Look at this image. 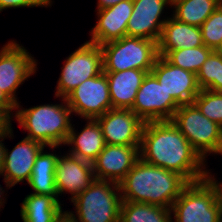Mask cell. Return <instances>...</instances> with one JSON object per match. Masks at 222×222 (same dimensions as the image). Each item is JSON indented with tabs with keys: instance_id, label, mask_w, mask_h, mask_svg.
<instances>
[{
	"instance_id": "cell-24",
	"label": "cell",
	"mask_w": 222,
	"mask_h": 222,
	"mask_svg": "<svg viewBox=\"0 0 222 222\" xmlns=\"http://www.w3.org/2000/svg\"><path fill=\"white\" fill-rule=\"evenodd\" d=\"M221 3L222 0H171L170 12L177 21L200 27Z\"/></svg>"
},
{
	"instance_id": "cell-9",
	"label": "cell",
	"mask_w": 222,
	"mask_h": 222,
	"mask_svg": "<svg viewBox=\"0 0 222 222\" xmlns=\"http://www.w3.org/2000/svg\"><path fill=\"white\" fill-rule=\"evenodd\" d=\"M38 62L26 47L15 40L8 41L0 50V91L16 105L21 103L16 91L37 72ZM35 73V74H34ZM24 82V83H23Z\"/></svg>"
},
{
	"instance_id": "cell-28",
	"label": "cell",
	"mask_w": 222,
	"mask_h": 222,
	"mask_svg": "<svg viewBox=\"0 0 222 222\" xmlns=\"http://www.w3.org/2000/svg\"><path fill=\"white\" fill-rule=\"evenodd\" d=\"M193 103L204 116L222 127V92L202 89Z\"/></svg>"
},
{
	"instance_id": "cell-34",
	"label": "cell",
	"mask_w": 222,
	"mask_h": 222,
	"mask_svg": "<svg viewBox=\"0 0 222 222\" xmlns=\"http://www.w3.org/2000/svg\"><path fill=\"white\" fill-rule=\"evenodd\" d=\"M124 1V0H97V10H102L111 6L116 5L117 3Z\"/></svg>"
},
{
	"instance_id": "cell-29",
	"label": "cell",
	"mask_w": 222,
	"mask_h": 222,
	"mask_svg": "<svg viewBox=\"0 0 222 222\" xmlns=\"http://www.w3.org/2000/svg\"><path fill=\"white\" fill-rule=\"evenodd\" d=\"M206 47L215 50L222 43V3L200 26Z\"/></svg>"
},
{
	"instance_id": "cell-21",
	"label": "cell",
	"mask_w": 222,
	"mask_h": 222,
	"mask_svg": "<svg viewBox=\"0 0 222 222\" xmlns=\"http://www.w3.org/2000/svg\"><path fill=\"white\" fill-rule=\"evenodd\" d=\"M201 45H204V43L200 27L182 23L169 15L158 42V54L164 56L168 51Z\"/></svg>"
},
{
	"instance_id": "cell-19",
	"label": "cell",
	"mask_w": 222,
	"mask_h": 222,
	"mask_svg": "<svg viewBox=\"0 0 222 222\" xmlns=\"http://www.w3.org/2000/svg\"><path fill=\"white\" fill-rule=\"evenodd\" d=\"M86 124L77 132L75 124L68 134L64 146H68L67 153L92 163L106 145L102 129L96 119H85Z\"/></svg>"
},
{
	"instance_id": "cell-23",
	"label": "cell",
	"mask_w": 222,
	"mask_h": 222,
	"mask_svg": "<svg viewBox=\"0 0 222 222\" xmlns=\"http://www.w3.org/2000/svg\"><path fill=\"white\" fill-rule=\"evenodd\" d=\"M62 205L53 196L30 193L21 203L20 216L23 222H54Z\"/></svg>"
},
{
	"instance_id": "cell-33",
	"label": "cell",
	"mask_w": 222,
	"mask_h": 222,
	"mask_svg": "<svg viewBox=\"0 0 222 222\" xmlns=\"http://www.w3.org/2000/svg\"><path fill=\"white\" fill-rule=\"evenodd\" d=\"M15 108L16 104L2 91H0V109H15Z\"/></svg>"
},
{
	"instance_id": "cell-38",
	"label": "cell",
	"mask_w": 222,
	"mask_h": 222,
	"mask_svg": "<svg viewBox=\"0 0 222 222\" xmlns=\"http://www.w3.org/2000/svg\"><path fill=\"white\" fill-rule=\"evenodd\" d=\"M215 51L220 55V57L222 58V43L221 45L215 49Z\"/></svg>"
},
{
	"instance_id": "cell-7",
	"label": "cell",
	"mask_w": 222,
	"mask_h": 222,
	"mask_svg": "<svg viewBox=\"0 0 222 222\" xmlns=\"http://www.w3.org/2000/svg\"><path fill=\"white\" fill-rule=\"evenodd\" d=\"M171 121L205 162L210 154L222 155V127L204 116L194 103L180 105Z\"/></svg>"
},
{
	"instance_id": "cell-35",
	"label": "cell",
	"mask_w": 222,
	"mask_h": 222,
	"mask_svg": "<svg viewBox=\"0 0 222 222\" xmlns=\"http://www.w3.org/2000/svg\"><path fill=\"white\" fill-rule=\"evenodd\" d=\"M69 210L65 211L63 210L59 216L54 220V222H77L70 213H68Z\"/></svg>"
},
{
	"instance_id": "cell-2",
	"label": "cell",
	"mask_w": 222,
	"mask_h": 222,
	"mask_svg": "<svg viewBox=\"0 0 222 222\" xmlns=\"http://www.w3.org/2000/svg\"><path fill=\"white\" fill-rule=\"evenodd\" d=\"M188 182L178 173L139 158L119 183L122 201L141 202L171 209Z\"/></svg>"
},
{
	"instance_id": "cell-25",
	"label": "cell",
	"mask_w": 222,
	"mask_h": 222,
	"mask_svg": "<svg viewBox=\"0 0 222 222\" xmlns=\"http://www.w3.org/2000/svg\"><path fill=\"white\" fill-rule=\"evenodd\" d=\"M119 222H172V213L162 206L122 201Z\"/></svg>"
},
{
	"instance_id": "cell-8",
	"label": "cell",
	"mask_w": 222,
	"mask_h": 222,
	"mask_svg": "<svg viewBox=\"0 0 222 222\" xmlns=\"http://www.w3.org/2000/svg\"><path fill=\"white\" fill-rule=\"evenodd\" d=\"M103 72L102 50L97 44L84 42L64 59L54 97L65 98L79 84Z\"/></svg>"
},
{
	"instance_id": "cell-37",
	"label": "cell",
	"mask_w": 222,
	"mask_h": 222,
	"mask_svg": "<svg viewBox=\"0 0 222 222\" xmlns=\"http://www.w3.org/2000/svg\"><path fill=\"white\" fill-rule=\"evenodd\" d=\"M218 222H222V198L220 201L219 219Z\"/></svg>"
},
{
	"instance_id": "cell-16",
	"label": "cell",
	"mask_w": 222,
	"mask_h": 222,
	"mask_svg": "<svg viewBox=\"0 0 222 222\" xmlns=\"http://www.w3.org/2000/svg\"><path fill=\"white\" fill-rule=\"evenodd\" d=\"M54 174L58 196L69 193L71 201L96 180L92 163L67 152L58 156Z\"/></svg>"
},
{
	"instance_id": "cell-22",
	"label": "cell",
	"mask_w": 222,
	"mask_h": 222,
	"mask_svg": "<svg viewBox=\"0 0 222 222\" xmlns=\"http://www.w3.org/2000/svg\"><path fill=\"white\" fill-rule=\"evenodd\" d=\"M59 146L48 147V149L53 150L52 152H46L43 148L35 159L34 166L32 168L31 177L28 183L33 194H43L53 196L59 203H61L60 198L57 193L55 186V168L58 159V154L56 153Z\"/></svg>"
},
{
	"instance_id": "cell-4",
	"label": "cell",
	"mask_w": 222,
	"mask_h": 222,
	"mask_svg": "<svg viewBox=\"0 0 222 222\" xmlns=\"http://www.w3.org/2000/svg\"><path fill=\"white\" fill-rule=\"evenodd\" d=\"M221 198L222 182L213 173L188 183L172 204V222H218Z\"/></svg>"
},
{
	"instance_id": "cell-11",
	"label": "cell",
	"mask_w": 222,
	"mask_h": 222,
	"mask_svg": "<svg viewBox=\"0 0 222 222\" xmlns=\"http://www.w3.org/2000/svg\"><path fill=\"white\" fill-rule=\"evenodd\" d=\"M179 107L150 72L144 77L130 110L145 123L171 120Z\"/></svg>"
},
{
	"instance_id": "cell-14",
	"label": "cell",
	"mask_w": 222,
	"mask_h": 222,
	"mask_svg": "<svg viewBox=\"0 0 222 222\" xmlns=\"http://www.w3.org/2000/svg\"><path fill=\"white\" fill-rule=\"evenodd\" d=\"M151 73L179 105L193 103L201 90L195 73L172 65L163 56L157 58Z\"/></svg>"
},
{
	"instance_id": "cell-17",
	"label": "cell",
	"mask_w": 222,
	"mask_h": 222,
	"mask_svg": "<svg viewBox=\"0 0 222 222\" xmlns=\"http://www.w3.org/2000/svg\"><path fill=\"white\" fill-rule=\"evenodd\" d=\"M96 24L89 31L88 42L102 45L127 36V23L133 12V0H124L114 6L96 10Z\"/></svg>"
},
{
	"instance_id": "cell-32",
	"label": "cell",
	"mask_w": 222,
	"mask_h": 222,
	"mask_svg": "<svg viewBox=\"0 0 222 222\" xmlns=\"http://www.w3.org/2000/svg\"><path fill=\"white\" fill-rule=\"evenodd\" d=\"M14 134L13 131L8 135V136H0V174L2 173V168L4 166V161H5V150H6V145L3 143L5 139H13Z\"/></svg>"
},
{
	"instance_id": "cell-26",
	"label": "cell",
	"mask_w": 222,
	"mask_h": 222,
	"mask_svg": "<svg viewBox=\"0 0 222 222\" xmlns=\"http://www.w3.org/2000/svg\"><path fill=\"white\" fill-rule=\"evenodd\" d=\"M213 51V49L201 45L199 47L168 51L163 57L172 65L197 74Z\"/></svg>"
},
{
	"instance_id": "cell-12",
	"label": "cell",
	"mask_w": 222,
	"mask_h": 222,
	"mask_svg": "<svg viewBox=\"0 0 222 222\" xmlns=\"http://www.w3.org/2000/svg\"><path fill=\"white\" fill-rule=\"evenodd\" d=\"M168 7L171 8V0H133V12L127 23V36L150 39L158 43L163 26L169 19V16H162Z\"/></svg>"
},
{
	"instance_id": "cell-10",
	"label": "cell",
	"mask_w": 222,
	"mask_h": 222,
	"mask_svg": "<svg viewBox=\"0 0 222 222\" xmlns=\"http://www.w3.org/2000/svg\"><path fill=\"white\" fill-rule=\"evenodd\" d=\"M73 115L81 119H96L112 108L106 74L85 80L66 97Z\"/></svg>"
},
{
	"instance_id": "cell-27",
	"label": "cell",
	"mask_w": 222,
	"mask_h": 222,
	"mask_svg": "<svg viewBox=\"0 0 222 222\" xmlns=\"http://www.w3.org/2000/svg\"><path fill=\"white\" fill-rule=\"evenodd\" d=\"M199 88L222 92V58L214 50L196 74Z\"/></svg>"
},
{
	"instance_id": "cell-13",
	"label": "cell",
	"mask_w": 222,
	"mask_h": 222,
	"mask_svg": "<svg viewBox=\"0 0 222 222\" xmlns=\"http://www.w3.org/2000/svg\"><path fill=\"white\" fill-rule=\"evenodd\" d=\"M96 120L106 144L140 145L144 122L132 110L111 108Z\"/></svg>"
},
{
	"instance_id": "cell-6",
	"label": "cell",
	"mask_w": 222,
	"mask_h": 222,
	"mask_svg": "<svg viewBox=\"0 0 222 222\" xmlns=\"http://www.w3.org/2000/svg\"><path fill=\"white\" fill-rule=\"evenodd\" d=\"M103 72L138 69L151 72L158 54V43L150 39L124 36L100 45Z\"/></svg>"
},
{
	"instance_id": "cell-18",
	"label": "cell",
	"mask_w": 222,
	"mask_h": 222,
	"mask_svg": "<svg viewBox=\"0 0 222 222\" xmlns=\"http://www.w3.org/2000/svg\"><path fill=\"white\" fill-rule=\"evenodd\" d=\"M45 146L29 138H22L10 151L5 150V161L1 175L3 181H7L11 187L30 180L35 159Z\"/></svg>"
},
{
	"instance_id": "cell-15",
	"label": "cell",
	"mask_w": 222,
	"mask_h": 222,
	"mask_svg": "<svg viewBox=\"0 0 222 222\" xmlns=\"http://www.w3.org/2000/svg\"><path fill=\"white\" fill-rule=\"evenodd\" d=\"M140 145H109L92 162L95 178L119 184L140 158Z\"/></svg>"
},
{
	"instance_id": "cell-1",
	"label": "cell",
	"mask_w": 222,
	"mask_h": 222,
	"mask_svg": "<svg viewBox=\"0 0 222 222\" xmlns=\"http://www.w3.org/2000/svg\"><path fill=\"white\" fill-rule=\"evenodd\" d=\"M139 155L146 163L178 173L188 183L212 172L171 120L144 123Z\"/></svg>"
},
{
	"instance_id": "cell-20",
	"label": "cell",
	"mask_w": 222,
	"mask_h": 222,
	"mask_svg": "<svg viewBox=\"0 0 222 222\" xmlns=\"http://www.w3.org/2000/svg\"><path fill=\"white\" fill-rule=\"evenodd\" d=\"M109 85L112 108L131 109L147 71L128 69L104 72Z\"/></svg>"
},
{
	"instance_id": "cell-5",
	"label": "cell",
	"mask_w": 222,
	"mask_h": 222,
	"mask_svg": "<svg viewBox=\"0 0 222 222\" xmlns=\"http://www.w3.org/2000/svg\"><path fill=\"white\" fill-rule=\"evenodd\" d=\"M70 203L75 211L68 213L77 222L120 221L122 198L119 184L115 182L96 179Z\"/></svg>"
},
{
	"instance_id": "cell-31",
	"label": "cell",
	"mask_w": 222,
	"mask_h": 222,
	"mask_svg": "<svg viewBox=\"0 0 222 222\" xmlns=\"http://www.w3.org/2000/svg\"><path fill=\"white\" fill-rule=\"evenodd\" d=\"M15 109H0V136H8L12 131V118L14 117Z\"/></svg>"
},
{
	"instance_id": "cell-3",
	"label": "cell",
	"mask_w": 222,
	"mask_h": 222,
	"mask_svg": "<svg viewBox=\"0 0 222 222\" xmlns=\"http://www.w3.org/2000/svg\"><path fill=\"white\" fill-rule=\"evenodd\" d=\"M59 104H40L23 108L20 103L16 105L13 119L27 133L26 138L42 143L46 148L64 146L72 128V110L66 99L61 97Z\"/></svg>"
},
{
	"instance_id": "cell-30",
	"label": "cell",
	"mask_w": 222,
	"mask_h": 222,
	"mask_svg": "<svg viewBox=\"0 0 222 222\" xmlns=\"http://www.w3.org/2000/svg\"><path fill=\"white\" fill-rule=\"evenodd\" d=\"M52 0H0V13L10 8L50 7Z\"/></svg>"
},
{
	"instance_id": "cell-36",
	"label": "cell",
	"mask_w": 222,
	"mask_h": 222,
	"mask_svg": "<svg viewBox=\"0 0 222 222\" xmlns=\"http://www.w3.org/2000/svg\"><path fill=\"white\" fill-rule=\"evenodd\" d=\"M0 176H2V175L0 174ZM5 185H6V186H5L6 188H4V189H3V187L0 185V212L2 211L1 208L4 209L3 206H4L5 204H7V203L5 202V201H7V200H6L7 198H5V197H6V194H5V196L3 195L4 193H6V192H5V189H8V188L11 189V188H12L7 181H5ZM3 198H5V199H3Z\"/></svg>"
}]
</instances>
